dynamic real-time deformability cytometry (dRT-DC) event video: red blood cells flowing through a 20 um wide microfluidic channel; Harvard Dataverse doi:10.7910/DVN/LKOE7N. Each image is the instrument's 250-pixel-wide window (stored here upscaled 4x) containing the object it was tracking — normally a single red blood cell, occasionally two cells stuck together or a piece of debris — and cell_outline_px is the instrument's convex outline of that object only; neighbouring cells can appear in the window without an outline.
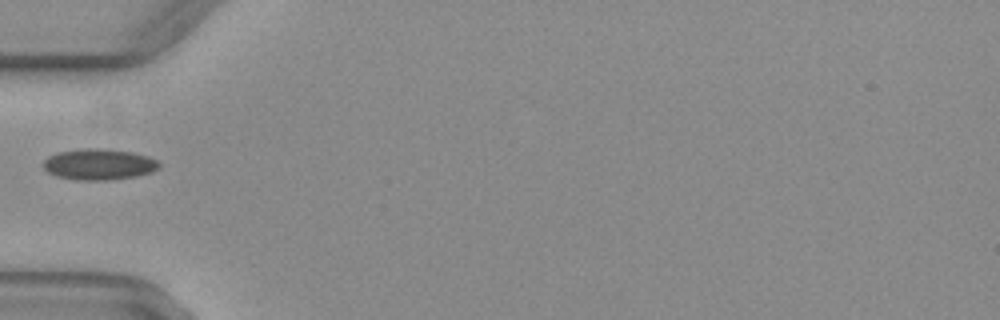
{"species": "common noctule bat (a hibernating species)", "species_latin": "Nyctalus noctula", "temperature_condition": "warm", "stored_images_in_passage": 34, "camera_frame_rate_fps": 3000, "um_per_image_px": 0.085, "animal": {"sex": "female", "body_mass_g": 29.2, "forearm_length_mm": 56.3}, "frame": {"image": 1, "passage_image": 1, "time_ms": 0.0, "image_size_px": [1000, 320], "cell_outline_px": [[160, 168], [152, 172], [136, 176], [108, 180], [76, 180], [56, 176], [48, 172], [44, 168], [44, 160], [48, 156], [60, 152], [84, 148], [100, 148], [132, 152], [148, 156], [156, 160], [160, 164]], "centroid_in_image_um": [8.42, 13.97], "position_along_channel_um": 76.6, "area_um2": 20.92}}
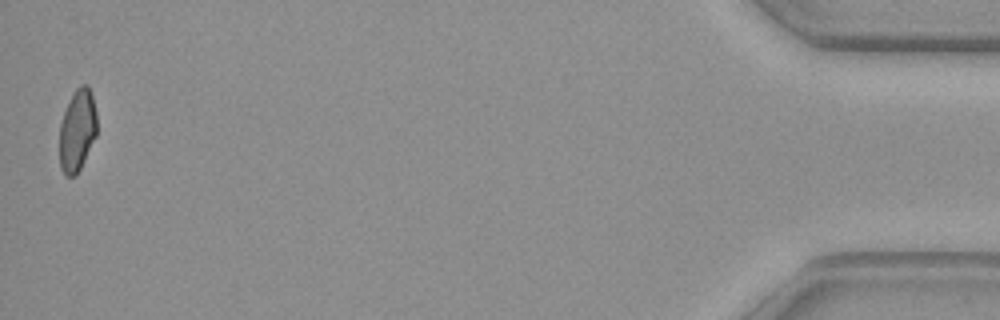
{"frame": {"image": 2, "passage_image": 34, "time_ms": 11.0, "image_size_px": [1000, 320], "cell_outline_px": [[96, 136], [76, 176], [64, 176], [60, 168], [60, 124], [64, 112], [76, 88], [80, 84], [88, 84], [92, 96], [96, 112]], "centroid_in_image_um": [6.57, 11.1], "position_along_channel_um": 428.6, "area_um2": 17.74}}